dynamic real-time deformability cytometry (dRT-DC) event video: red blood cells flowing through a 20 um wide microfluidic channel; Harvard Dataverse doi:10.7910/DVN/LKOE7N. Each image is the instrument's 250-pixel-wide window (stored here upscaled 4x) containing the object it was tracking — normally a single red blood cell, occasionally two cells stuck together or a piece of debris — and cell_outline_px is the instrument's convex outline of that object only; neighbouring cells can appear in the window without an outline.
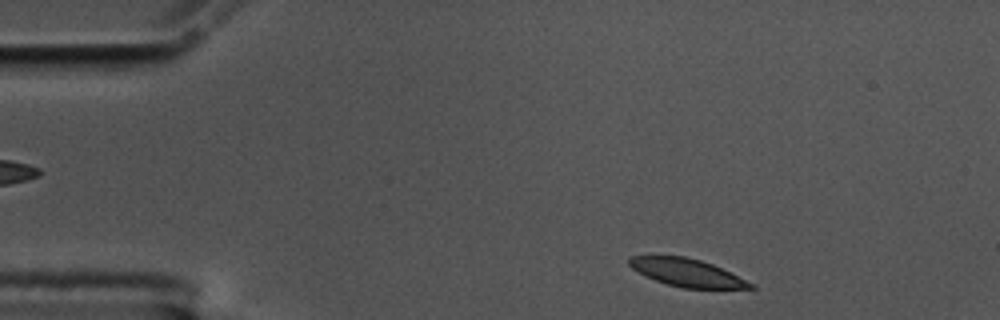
{"species": "common noctule bat (a hibernating species)", "species_latin": "Nyctalus noctula", "temperature_condition": "cold", "stored_images_in_passage": 50, "camera_frame_rate_fps": 3000, "um_per_image_px": 0.085, "animal": {"sex": "male", "body_mass_g": 17.5, "forearm_length_mm": 52.3}, "frame": {"image": 1, "passage_image": 2, "time_ms": 0.333, "image_size_px": [1000, 320], "cell_outline_px": [[756, 288], [684, 288], [668, 284], [644, 276], [632, 268], [628, 264], [628, 256], [684, 256], [700, 260], [712, 264], [756, 284]], "centroid_in_image_um": [58.38, 23.17], "position_along_channel_um": 26.6, "area_um2": 19.48}}
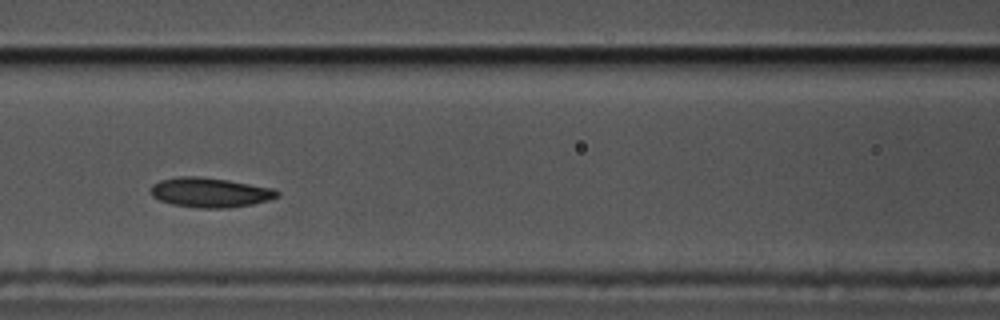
{"frame": {"image": 2, "passage_image": 18, "time_ms": 5.667, "image_size_px": [1000, 320], "cell_outline_px": [[280, 196], [268, 200], [252, 204], [228, 208], [200, 208], [172, 204], [160, 200], [152, 196], [152, 184], [160, 180], [176, 176], [200, 176], [228, 180], [272, 188], [280, 192]], "centroid_in_image_um": [17.86, 16.35], "position_along_channel_um": 148.7, "area_um2": 21.85}}
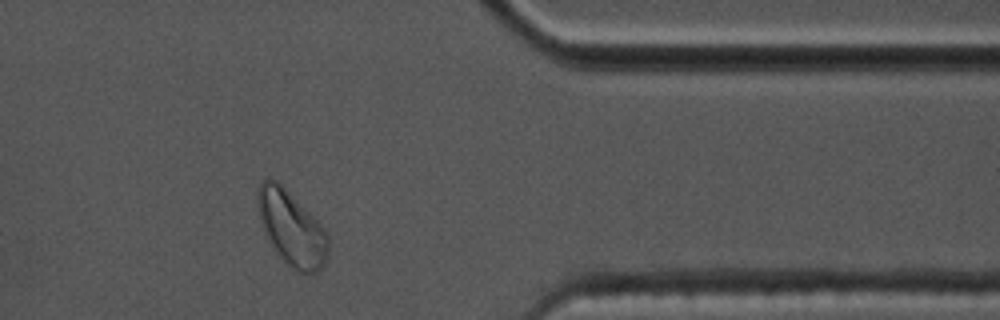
{"frame": {"image": 3, "passage_image": 40, "time_ms": 13.0, "image_size_px": [1000, 320], "cell_outline_px": [[328, 256], [324, 264], [316, 272], [296, 272], [288, 268], [280, 260], [272, 248], [264, 232], [260, 220], [256, 204], [256, 192], [260, 184], [264, 180], [276, 180], [324, 228], [328, 236]], "centroid_in_image_um": [24.74, 19.47], "position_along_channel_um": 386.7, "area_um2": 30.63}, "authors_computed_cell_mechanics": {"area_um2": 21.7906, "velocity_mm_per_s": 3.4799, "shape_relaxation_time_tau1_ms": 3.723, "shape_relaxation_time_tau2_ms": 5.0468, "deformation_change_tau1": 0.0921, "deformation_change_tau2": 0.093}}